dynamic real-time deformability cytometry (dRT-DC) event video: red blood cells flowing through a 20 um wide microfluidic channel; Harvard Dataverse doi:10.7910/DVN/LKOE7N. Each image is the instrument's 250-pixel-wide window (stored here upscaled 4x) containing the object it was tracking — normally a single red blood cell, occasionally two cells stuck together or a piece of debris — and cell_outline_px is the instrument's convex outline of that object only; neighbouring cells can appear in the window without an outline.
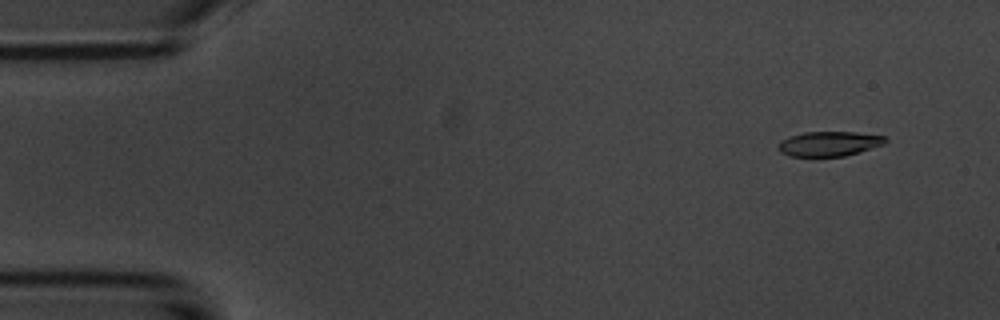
{"species": "common noctule bat (a hibernating species)", "species_latin": "Nyctalus noctula", "temperature_condition": "room temperature", "stored_images_in_passage": 14, "camera_frame_rate_fps": 3000, "um_per_image_px": 0.085, "animal": {"sex": "male", "body_mass_g": 20.1, "forearm_length_mm": 53.5}, "frame": {"image": 1, "passage_image": 1, "time_ms": 0.0, "image_size_px": [1000, 320], "cell_outline_px": [[888, 140], [884, 144], [860, 152], [844, 156], [788, 156], [780, 152], [780, 140], [804, 132], [856, 132], [884, 136]], "centroid_in_image_um": [70.51, 12.22], "position_along_channel_um": 14.5, "area_um2": 15.32}}
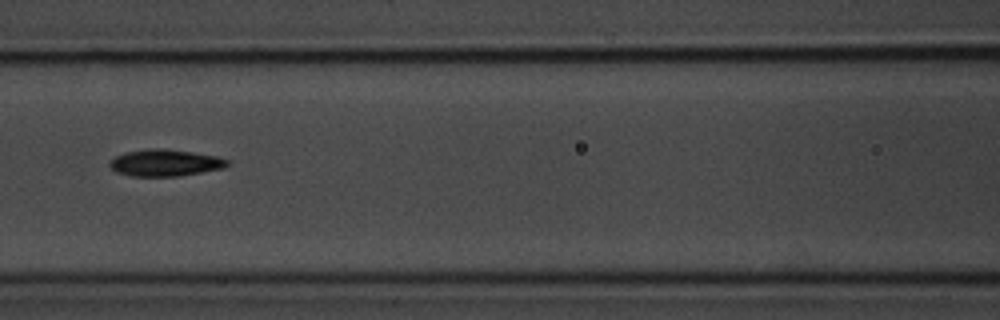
{"frame": {"image": 2, "passage_image": 6, "time_ms": 6.667, "image_size_px": [1000, 320], "cell_outline_px": [[232, 164], [224, 168], [180, 176], [132, 176], [116, 172], [108, 164], [116, 156], [124, 152], [152, 148], [160, 148], [192, 152], [216, 156], [228, 160]], "centroid_in_image_um": [14.06, 13.84], "position_along_channel_um": 152.5, "area_um2": 18.32}}
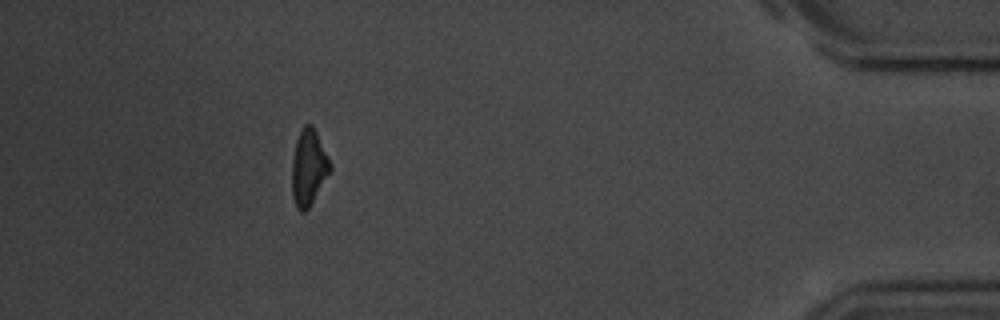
{"frame": {"image": 3, "passage_image": 13, "time_ms": 15.333, "image_size_px": [1000, 320], "cell_outline_px": [[332, 168], [308, 208], [304, 212], [300, 212], [296, 208], [292, 196], [292, 160], [296, 140], [304, 124], [312, 124], [332, 164]], "centroid_in_image_um": [26.22, 14.24], "position_along_channel_um": 409.0, "area_um2": 16.76}, "authors_computed_cell_mechanics": {"area_um2": 17.918, "velocity_mm_per_s": 3.606, "shape_relaxation_time_tau1_ms": 7.7126, "shape_relaxation_time_tau2_ms": 2.6934, "deformation_change_tau1": 0.1661, "deformation_change_tau2": 0.0999}}